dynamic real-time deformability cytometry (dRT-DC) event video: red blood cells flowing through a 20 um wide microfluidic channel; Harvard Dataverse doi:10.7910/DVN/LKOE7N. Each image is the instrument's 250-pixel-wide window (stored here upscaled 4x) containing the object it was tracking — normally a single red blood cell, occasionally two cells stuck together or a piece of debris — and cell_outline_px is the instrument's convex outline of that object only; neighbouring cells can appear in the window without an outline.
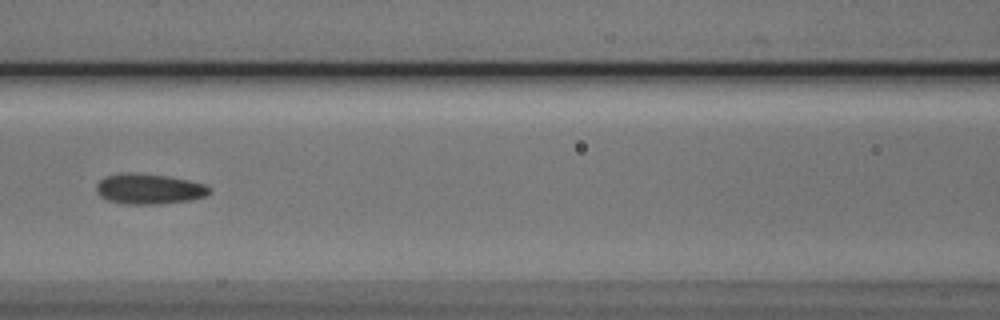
{"species": "Egyptian fruit bat (a non-hibernating species)", "species_latin": "Rousettus aegyptiacus", "temperature_condition": "cold", "stored_images_in_passage": 6, "camera_frame_rate_fps": 3000, "um_per_image_px": 0.085, "animal": {"sex": "male"}, "frame": {"image": 1, "passage_image": 6, "time_ms": 5.667, "image_size_px": [1000, 320], "cell_outline_px": [[212, 192], [208, 196], [192, 200], [160, 204], [124, 204], [108, 200], [100, 196], [96, 192], [96, 184], [104, 176], [120, 172], [132, 172], [168, 176], [188, 180], [204, 184], [212, 188]], "centroid_in_image_um": [12.68, 16.05], "position_along_channel_um": 153.9, "area_um2": 20.46}}